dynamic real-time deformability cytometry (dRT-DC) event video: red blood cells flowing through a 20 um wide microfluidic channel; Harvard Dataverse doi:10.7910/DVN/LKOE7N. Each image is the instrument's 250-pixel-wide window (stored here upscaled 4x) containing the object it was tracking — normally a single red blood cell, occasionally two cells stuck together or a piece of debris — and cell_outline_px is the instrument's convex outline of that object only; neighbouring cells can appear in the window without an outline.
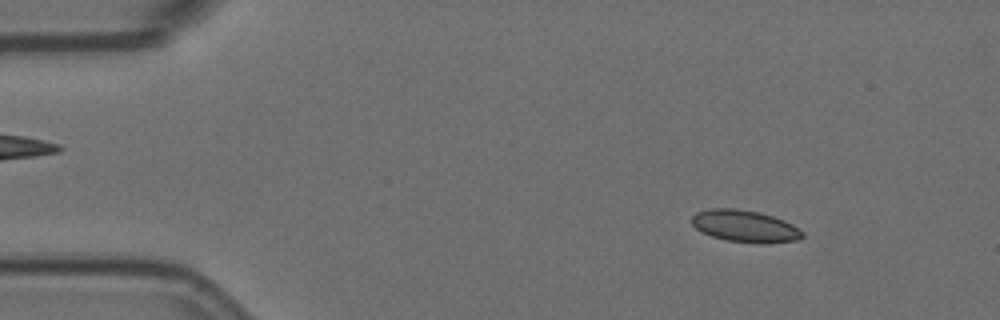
{"species": "Egyptian fruit bat (a non-hibernating species)", "species_latin": "Rousettus aegyptiacus", "temperature_condition": "room temperature", "stored_images_in_passage": 57, "camera_frame_rate_fps": 3000, "um_per_image_px": 0.085, "animal": {"sex": "female"}, "frame": {"image": 1, "passage_image": 7, "time_ms": 2.0, "image_size_px": [1000, 320], "cell_outline_px": [[804, 236], [800, 240], [764, 244], [760, 244], [724, 240], [700, 232], [692, 224], [692, 216], [696, 212], [708, 208], [736, 208], [760, 212], [784, 220], [792, 224], [804, 232]], "centroid_in_image_um": [63.33, 19.23], "position_along_channel_um": 21.7, "area_um2": 20.98}}
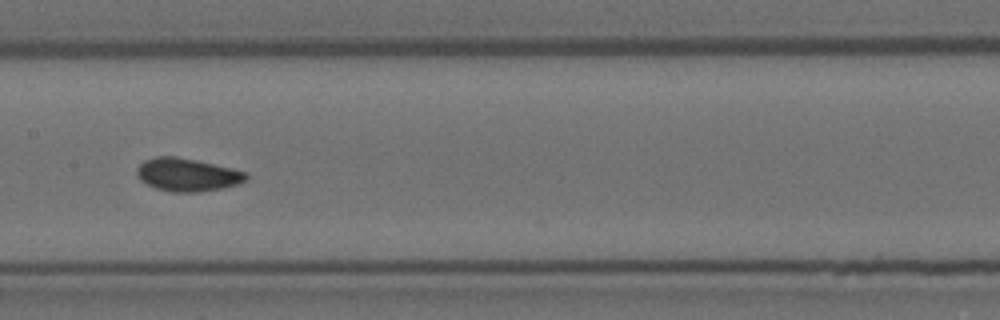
{"frame": {"image": 2, "passage_image": 28, "time_ms": 9.0, "image_size_px": [1000, 320], "cell_outline_px": [[248, 180], [240, 184], [200, 192], [172, 192], [156, 188], [140, 180], [136, 172], [136, 168], [144, 160], [156, 156], [176, 156], [196, 160], [232, 168], [248, 172]], "centroid_in_image_um": [15.94, 14.85], "position_along_channel_um": 191.5, "area_um2": 21.15}}
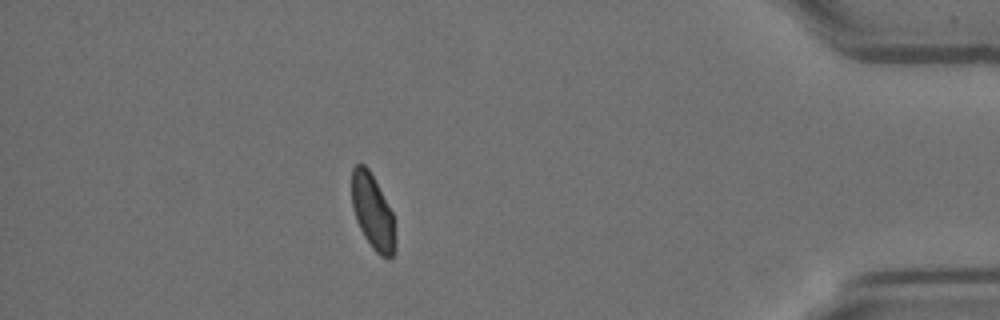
{"frame": {"image": 3, "passage_image": 50, "time_ms": 16.333, "image_size_px": [1000, 320], "cell_outline_px": [[396, 248], [392, 256], [388, 260], [380, 256], [372, 248], [364, 236], [356, 220], [352, 204], [352, 168], [356, 164], [364, 164], [368, 168], [392, 212], [396, 240]], "centroid_in_image_um": [31.69, 18.06], "position_along_channel_um": 403.5, "area_um2": 18.96}, "authors_computed_cell_mechanics": {"area_um2": 20.1722, "velocity_mm_per_s": 3.5448, "shape_relaxation_time_tau1_ms": 5.0088, "shape_relaxation_time_tau2_ms": 0.6466, "deformation_change_tau1": 0.091, "deformation_change_tau2": 0.0491}}